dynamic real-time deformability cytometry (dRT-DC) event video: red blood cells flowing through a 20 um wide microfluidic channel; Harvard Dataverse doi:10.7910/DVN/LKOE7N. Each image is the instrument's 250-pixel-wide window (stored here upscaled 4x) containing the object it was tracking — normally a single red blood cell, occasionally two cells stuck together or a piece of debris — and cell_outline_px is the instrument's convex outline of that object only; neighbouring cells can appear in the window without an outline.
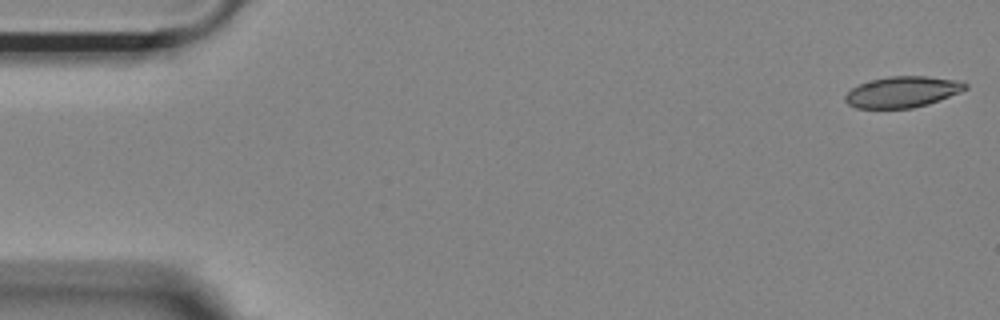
{"species": "Egyptian fruit bat (a non-hibernating species)", "species_latin": "Rousettus aegyptiacus", "temperature_condition": "room temperature", "stored_images_in_passage": 53, "camera_frame_rate_fps": 3000, "um_per_image_px": 0.085, "animal": {"sex": "female"}, "frame": {"image": 1, "passage_image": 1, "time_ms": 0.0, "image_size_px": [1000, 320], "cell_outline_px": [[968, 88], [960, 92], [928, 104], [912, 108], [856, 108], [848, 104], [844, 100], [844, 96], [852, 88], [860, 84], [872, 80], [888, 76], [928, 76], [960, 80], [968, 84]], "centroid_in_image_um": [76.73, 7.81], "position_along_channel_um": 8.3, "area_um2": 21.73}}
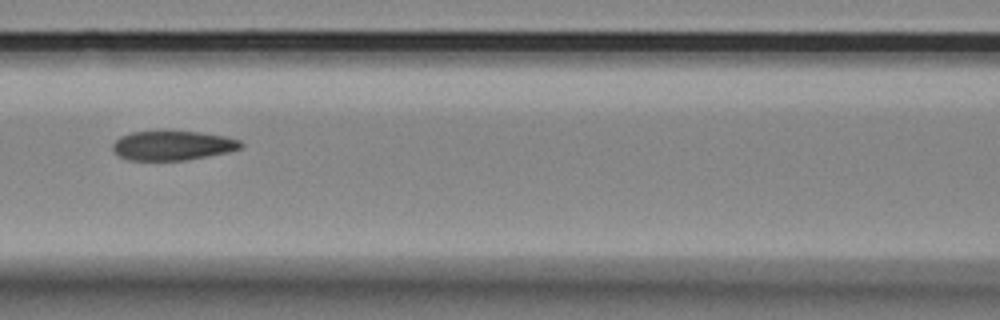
{"frame": {"image": 2, "passage_image": 23, "time_ms": 7.333, "image_size_px": [1000, 320], "cell_outline_px": [[244, 144], [240, 148], [228, 152], [184, 160], [128, 160], [120, 156], [112, 148], [112, 144], [120, 136], [132, 132], [200, 132], [224, 136], [240, 140]], "centroid_in_image_um": [14.67, 12.37], "position_along_channel_um": 151.9, "area_um2": 21.62}}
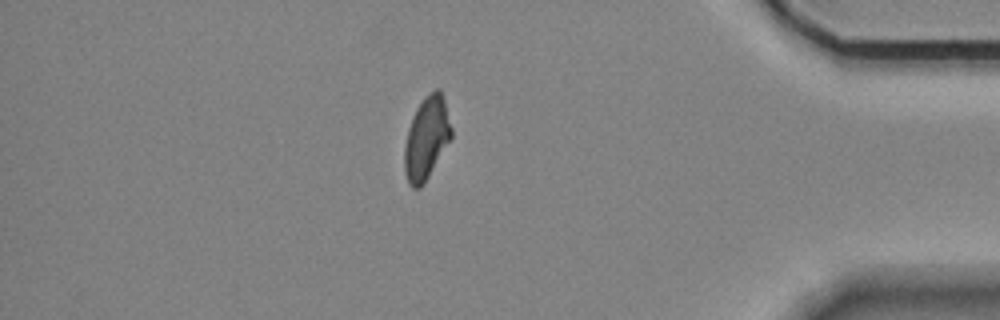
{"frame": {"image": 3, "passage_image": 46, "time_ms": 15.0, "image_size_px": [1000, 320], "cell_outline_px": [[452, 140], [424, 184], [420, 188], [412, 188], [408, 184], [404, 172], [404, 148], [408, 128], [416, 108], [424, 96], [436, 88], [440, 88], [444, 100], [452, 128]], "centroid_in_image_um": [36.26, 11.77], "position_along_channel_um": 398.9, "area_um2": 23.0}, "authors_computed_cell_mechanics": {"area_um2": 22.5998, "velocity_mm_per_s": 3.6919, "shape_relaxation_time_tau1_ms": null, "shape_relaxation_time_tau2_ms": 2.9256, "deformation_change_tau1": null, "deformation_change_tau2": 0.0898}}